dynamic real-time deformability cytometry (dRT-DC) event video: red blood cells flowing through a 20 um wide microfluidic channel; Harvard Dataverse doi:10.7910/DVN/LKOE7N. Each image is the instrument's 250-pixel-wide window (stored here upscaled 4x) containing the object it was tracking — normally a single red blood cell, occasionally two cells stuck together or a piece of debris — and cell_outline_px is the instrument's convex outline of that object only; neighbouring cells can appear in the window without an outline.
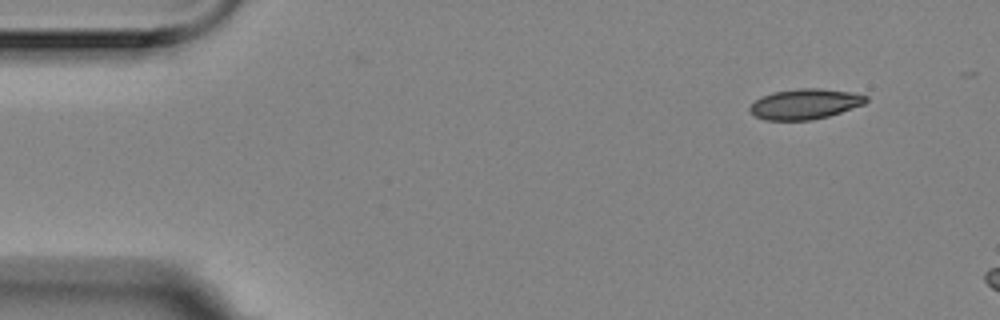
{"species": "Egyptian fruit bat (a non-hibernating species)", "species_latin": "Rousettus aegyptiacus", "temperature_condition": "room temperature", "stored_images_in_passage": 3, "camera_frame_rate_fps": 3000, "um_per_image_px": 0.085, "animal": {"sex": "female"}, "frame": {"image": 1, "passage_image": 1, "time_ms": 0.0, "image_size_px": [1000, 320], "cell_outline_px": [[868, 100], [864, 104], [828, 116], [812, 120], [764, 120], [756, 116], [748, 108], [756, 100], [772, 92], [800, 88], [820, 88], [852, 92], [868, 96]], "centroid_in_image_um": [68.44, 8.83], "position_along_channel_um": 16.6, "area_um2": 20.4}}